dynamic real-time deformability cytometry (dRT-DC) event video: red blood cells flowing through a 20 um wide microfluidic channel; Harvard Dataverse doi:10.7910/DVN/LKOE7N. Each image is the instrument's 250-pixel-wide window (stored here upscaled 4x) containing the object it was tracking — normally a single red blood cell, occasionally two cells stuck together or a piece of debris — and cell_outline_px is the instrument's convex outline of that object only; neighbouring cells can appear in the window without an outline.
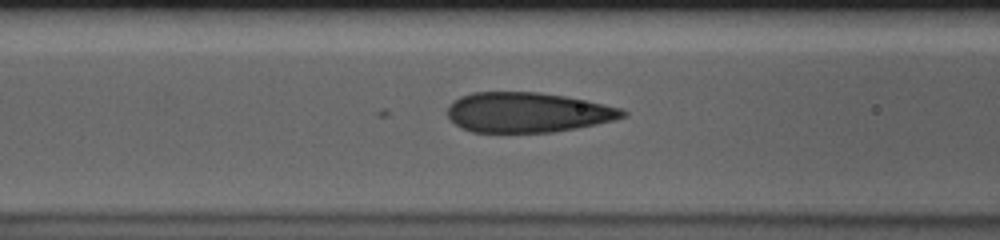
{"species": "human", "species_latin": "Homo sapiens", "temperature_condition": "cold", "stored_images_in_passage": 42, "camera_frame_rate_fps": 3000, "um_per_image_px": 0.085, "donor": {"sex": "male"}, "frame": {"image": 1, "passage_image": 15, "time_ms": 4.667, "image_size_px": [1000, 240], "cell_outline_px": [[628, 116], [616, 120], [576, 128], [552, 132], [472, 132], [460, 128], [448, 116], [448, 108], [460, 96], [472, 92], [536, 92], [564, 96], [624, 108], [628, 112]], "centroid_in_image_um": [44.89, 9.56], "position_along_channel_um": 121.7, "area_um2": 40.81}}
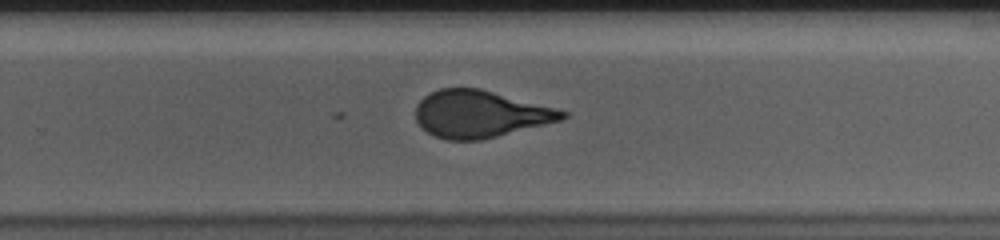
{"frame": {"image": 2, "passage_image": 29, "time_ms": 9.333, "image_size_px": [1000, 240], "cell_outline_px": [[568, 116], [560, 120], [480, 140], [448, 140], [436, 136], [428, 132], [416, 120], [416, 104], [428, 92], [440, 88], [480, 88], [556, 108], [568, 112]], "centroid_in_image_um": [40.78, 9.67], "position_along_channel_um": 289.0, "area_um2": 39.88}}
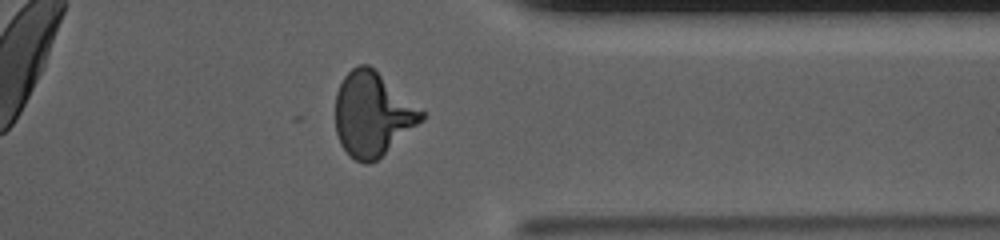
{"frame": {"image": 3, "passage_image": 37, "time_ms": 12.0, "image_size_px": [1000, 240], "cell_outline_px": [[424, 120], [376, 160], [368, 164], [364, 164], [356, 160], [340, 144], [336, 132], [336, 92], [344, 76], [352, 68], [360, 64], [368, 64], [424, 112]], "centroid_in_image_um": [31.64, 9.71], "position_along_channel_um": 379.8, "area_um2": 41.44}, "authors_computed_cell_mechanics": {"area_um2": 41.7316, "velocity_mm_per_s": 3.6032, "shape_relaxation_time_tau1_ms": 5.2959, "shape_relaxation_time_tau2_ms": null, "deformation_change_tau1": 0.1685, "deformation_change_tau2": null}}